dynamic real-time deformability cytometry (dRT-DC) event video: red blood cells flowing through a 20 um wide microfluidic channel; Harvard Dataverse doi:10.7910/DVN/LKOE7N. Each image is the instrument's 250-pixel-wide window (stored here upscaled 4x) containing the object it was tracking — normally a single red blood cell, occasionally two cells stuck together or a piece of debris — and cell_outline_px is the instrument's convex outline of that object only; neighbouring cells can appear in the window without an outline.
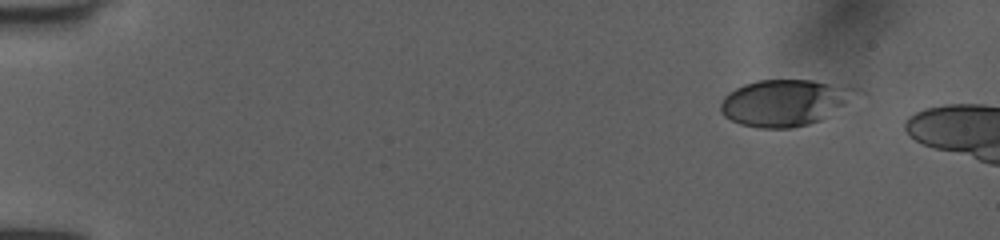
{"species": "human", "species_latin": "Homo sapiens", "temperature_condition": "room temperature", "stored_images_in_passage": 5, "camera_frame_rate_fps": 3000, "um_per_image_px": 0.085, "donor": {"sex": "female"}, "frame": {"image": 1, "passage_image": 1, "time_ms": 0.0, "image_size_px": [1000, 240], "cell_outline_px": [[856, 88], [844, 104], [820, 120], [808, 124], [788, 128], [764, 128], [740, 124], [724, 116], [720, 112], [720, 104], [724, 96], [728, 92], [744, 84], [760, 80], [812, 80], [848, 84]], "centroid_in_image_um": [66.63, 8.71], "position_along_channel_um": 18.4, "area_um2": 36.13}}